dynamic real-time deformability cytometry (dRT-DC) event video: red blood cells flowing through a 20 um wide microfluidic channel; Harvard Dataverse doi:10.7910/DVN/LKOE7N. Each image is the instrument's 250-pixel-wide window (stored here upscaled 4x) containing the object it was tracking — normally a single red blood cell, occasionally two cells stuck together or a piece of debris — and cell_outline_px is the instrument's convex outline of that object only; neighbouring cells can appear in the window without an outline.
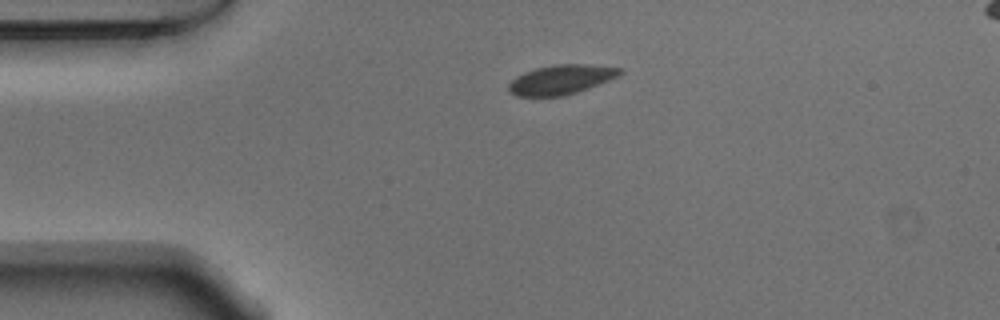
{"species": "Egyptian fruit bat (a non-hibernating species)", "species_latin": "Rousettus aegyptiacus", "temperature_condition": "warm", "stored_images_in_passage": 43, "camera_frame_rate_fps": 3000, "um_per_image_px": 0.085, "animal": {"sex": "male"}, "frame": {"image": 1, "passage_image": 1, "time_ms": 0.0, "image_size_px": [1000, 320], "cell_outline_px": [[624, 72], [620, 76], [588, 88], [564, 96], [516, 96], [508, 92], [508, 84], [516, 76], [524, 72], [536, 68], [556, 64], [588, 64], [624, 68]], "centroid_in_image_um": [47.71, 6.76], "position_along_channel_um": 37.3, "area_um2": 19.31}}
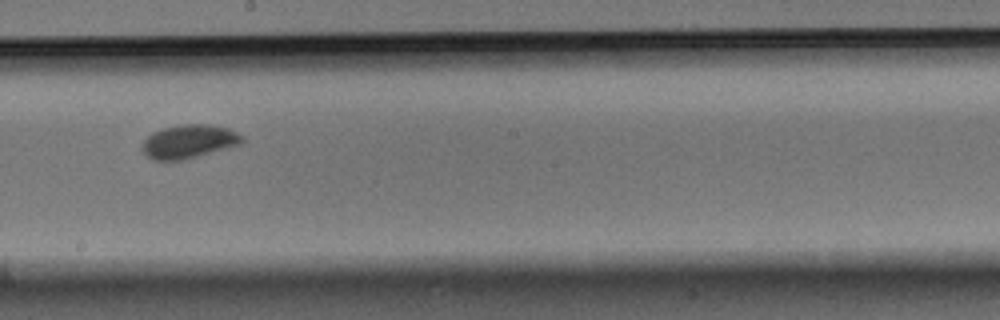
{"frame": {"image": 2, "passage_image": 19, "time_ms": 6.0, "image_size_px": [1000, 320], "cell_outline_px": [[244, 140], [240, 144], [184, 160], [152, 160], [140, 148], [144, 140], [152, 132], [164, 128], [184, 124], [212, 124], [228, 128], [244, 136]], "centroid_in_image_um": [16.05, 12.02], "position_along_channel_um": 232.1, "area_um2": 19.54}}
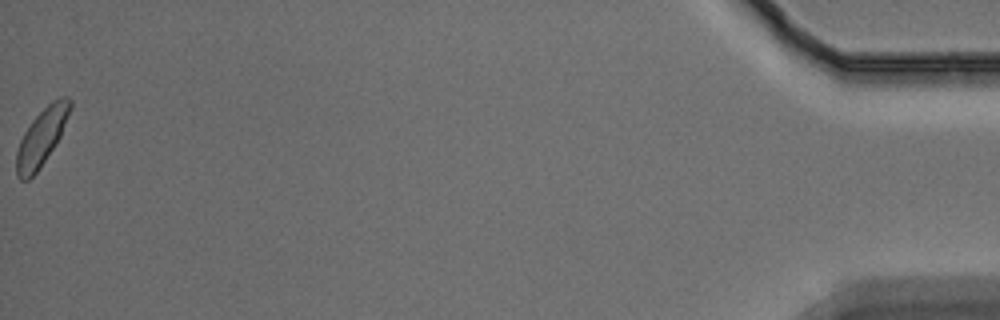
{"frame": {"image": 3, "passage_image": 43, "time_ms": 14.0, "image_size_px": [1000, 320], "cell_outline_px": [[72, 108], [60, 136], [56, 144], [40, 168], [28, 180], [20, 180], [16, 176], [16, 152], [20, 140], [24, 132], [32, 120], [52, 100], [60, 96], [68, 96], [72, 100]], "centroid_in_image_um": [3.55, 11.64], "position_along_channel_um": 431.7, "area_um2": 17.92}, "authors_computed_cell_mechanics": {"area_um2": 18.5538, "velocity_mm_per_s": 3.7529, "shape_relaxation_time_tau1_ms": 6.7089, "shape_relaxation_time_tau2_ms": null, "deformation_change_tau1": 0.14, "deformation_change_tau2": null}}